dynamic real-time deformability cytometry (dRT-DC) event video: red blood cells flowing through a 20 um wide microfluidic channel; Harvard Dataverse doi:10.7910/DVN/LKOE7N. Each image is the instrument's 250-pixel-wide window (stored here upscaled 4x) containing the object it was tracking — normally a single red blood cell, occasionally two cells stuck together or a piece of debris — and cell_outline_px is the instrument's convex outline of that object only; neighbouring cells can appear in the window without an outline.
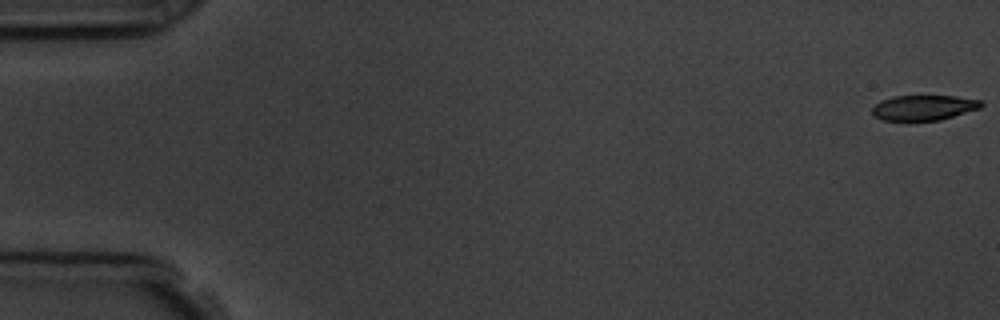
{"species": "common noctule bat (a hibernating species)", "species_latin": "Nyctalus noctula", "temperature_condition": "room temperature", "stored_images_in_passage": 6, "segment_of_instrument_passage": [1, 2], "camera_frame_rate_fps": 3000, "um_per_image_px": 0.085, "animal": {"sex": "male", "body_mass_g": 19.5, "forearm_length_mm": 54.6}, "frame": {"image": 1, "passage_image": 1, "time_ms": 0.0, "image_size_px": [1000, 320], "cell_outline_px": [[984, 104], [980, 108], [940, 120], [908, 124], [904, 124], [880, 120], [872, 116], [872, 108], [880, 100], [892, 96], [956, 96], [980, 100]], "centroid_in_image_um": [78.41, 9.21], "position_along_channel_um": 6.6, "area_um2": 16.94}}
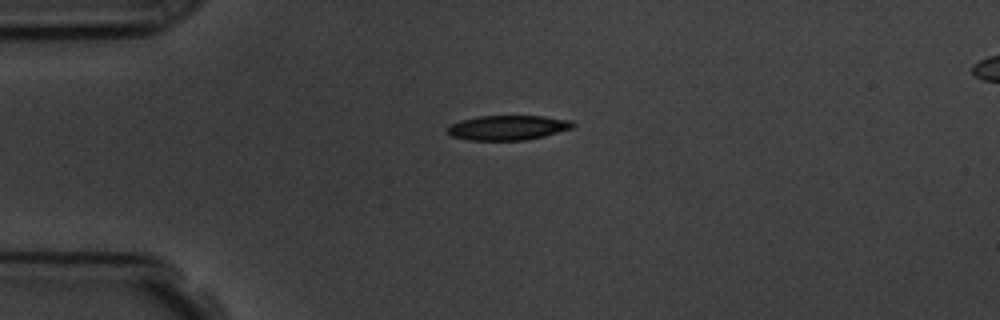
{"frame": {"image": 2, "passage_image": 4, "time_ms": 4.333, "image_size_px": [1000, 320], "cell_outline_px": [[576, 124], [572, 128], [544, 136], [528, 140], [468, 140], [452, 136], [444, 128], [460, 120], [476, 116], [544, 116], [572, 120]], "centroid_in_image_um": [43.16, 10.85], "position_along_channel_um": 41.8, "area_um2": 18.21}}